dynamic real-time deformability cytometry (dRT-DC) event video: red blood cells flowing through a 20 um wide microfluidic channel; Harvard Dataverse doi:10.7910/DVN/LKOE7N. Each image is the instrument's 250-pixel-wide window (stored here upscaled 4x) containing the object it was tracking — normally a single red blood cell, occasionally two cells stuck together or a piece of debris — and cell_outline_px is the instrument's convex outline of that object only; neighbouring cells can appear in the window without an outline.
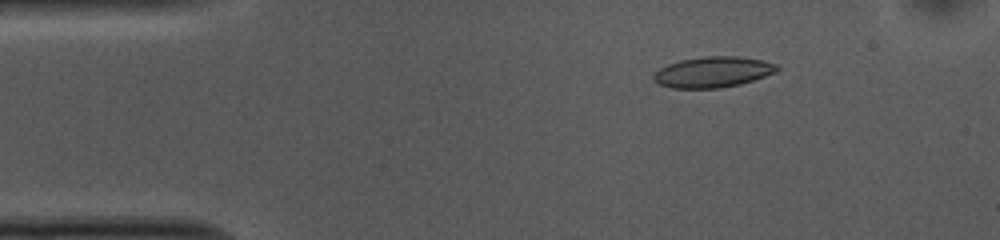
{"species": "common noctule bat (a hibernating species)", "species_latin": "Nyctalus noctula", "temperature_condition": "cold", "stored_images_in_passage": 52, "camera_frame_rate_fps": 3000, "um_per_image_px": 0.085, "animal": {"sex": "female", "body_mass_g": 10.0, "forearm_length_mm": 53.1}, "frame": {"image": 1, "passage_image": 7, "time_ms": 2.0, "image_size_px": [1000, 240], "cell_outline_px": [[780, 68], [776, 72], [740, 84], [720, 88], [672, 88], [660, 84], [652, 80], [652, 76], [660, 68], [668, 64], [680, 60], [704, 56], [740, 56], [764, 60], [776, 64]], "centroid_in_image_um": [60.6, 6.11], "position_along_channel_um": 24.4, "area_um2": 22.14}}
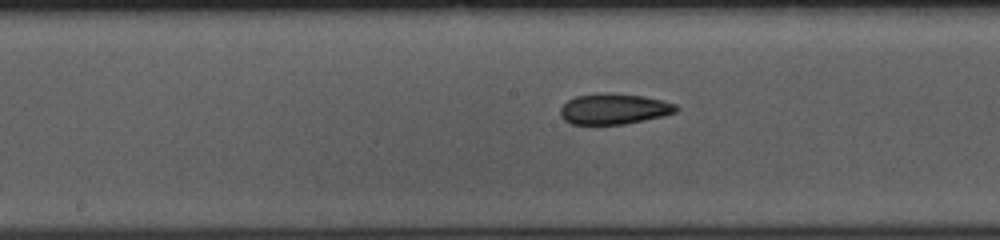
{"frame": {"image": 2, "passage_image": 25, "time_ms": 8.0, "image_size_px": [1000, 240], "cell_outline_px": [[680, 108], [676, 112], [664, 116], [624, 124], [572, 124], [564, 120], [560, 116], [560, 108], [568, 100], [576, 96], [604, 92], [612, 92], [644, 96], [664, 100], [676, 104]], "centroid_in_image_um": [52.21, 9.24], "position_along_channel_um": 196.0, "area_um2": 20.98}}
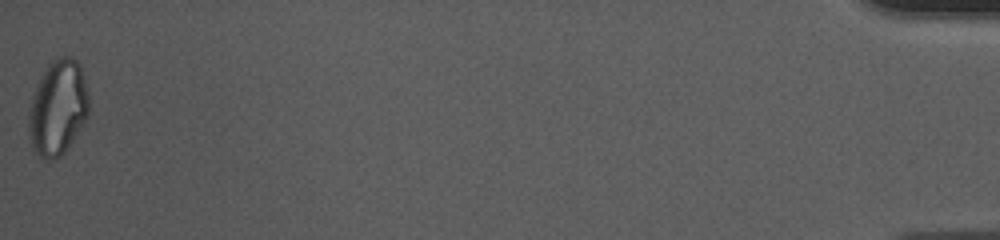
{"frame": {"image": 3, "passage_image": 52, "time_ms": 17.0, "image_size_px": [1000, 240], "cell_outline_px": [[88, 116], [68, 148], [60, 156], [52, 160], [48, 160], [40, 156], [32, 148], [28, 132], [28, 112], [32, 96], [40, 76], [48, 64], [52, 60], [60, 56], [72, 56], [80, 64], [88, 92]], "centroid_in_image_um": [4.9, 9.15], "position_along_channel_um": 430.3, "area_um2": 33.58}, "authors_computed_cell_mechanics": {"area_um2": 21.4727, "velocity_mm_per_s": 3.7389, "shape_relaxation_time_tau1_ms": 5.9808, "shape_relaxation_time_tau2_ms": 4.3628, "deformation_change_tau1": 0.1396, "deformation_change_tau2": 0.1167}}